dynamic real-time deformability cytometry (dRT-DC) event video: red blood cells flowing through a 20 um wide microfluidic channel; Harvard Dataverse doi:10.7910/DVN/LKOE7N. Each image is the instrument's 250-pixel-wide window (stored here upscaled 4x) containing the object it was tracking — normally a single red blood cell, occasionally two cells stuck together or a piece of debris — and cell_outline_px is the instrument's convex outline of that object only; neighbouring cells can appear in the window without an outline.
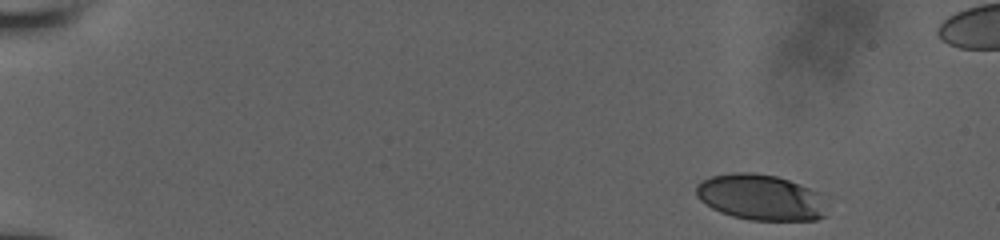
{"species": "human", "species_latin": "Homo sapiens", "temperature_condition": "room temperature", "stored_images_in_passage": 10, "camera_frame_rate_fps": 3000, "um_per_image_px": 0.085, "donor": {"sex": "male"}, "frame": {"image": 1, "passage_image": 1, "time_ms": 0.0, "image_size_px": [1000, 240], "cell_outline_px": [[828, 216], [816, 220], [752, 220], [732, 216], [720, 212], [712, 208], [700, 200], [696, 196], [696, 184], [700, 180], [712, 176], [732, 172], [752, 172], [776, 176], [800, 184], [820, 192]], "centroid_in_image_um": [64.65, 16.77], "position_along_channel_um": 20.3, "area_um2": 35.2}}
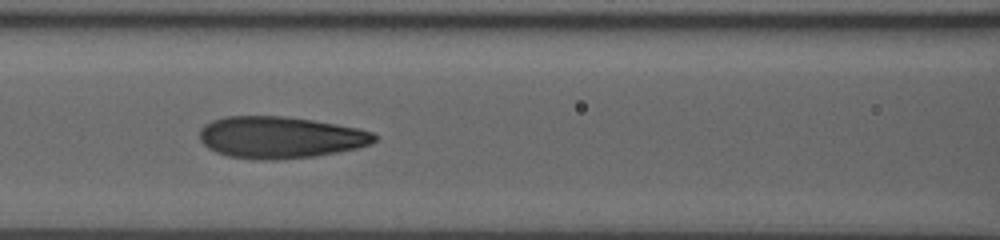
{"frame": {"image": 2, "passage_image": 9, "time_ms": 7.0, "image_size_px": [1000, 240], "cell_outline_px": [[376, 140], [372, 144], [356, 148], [316, 156], [272, 160], [260, 160], [228, 156], [216, 152], [208, 148], [200, 140], [200, 128], [204, 124], [212, 120], [224, 116], [284, 116], [312, 120], [336, 124], [356, 128], [372, 132], [376, 136]], "centroid_in_image_um": [23.78, 11.67], "position_along_channel_um": 142.8, "area_um2": 42.54}}